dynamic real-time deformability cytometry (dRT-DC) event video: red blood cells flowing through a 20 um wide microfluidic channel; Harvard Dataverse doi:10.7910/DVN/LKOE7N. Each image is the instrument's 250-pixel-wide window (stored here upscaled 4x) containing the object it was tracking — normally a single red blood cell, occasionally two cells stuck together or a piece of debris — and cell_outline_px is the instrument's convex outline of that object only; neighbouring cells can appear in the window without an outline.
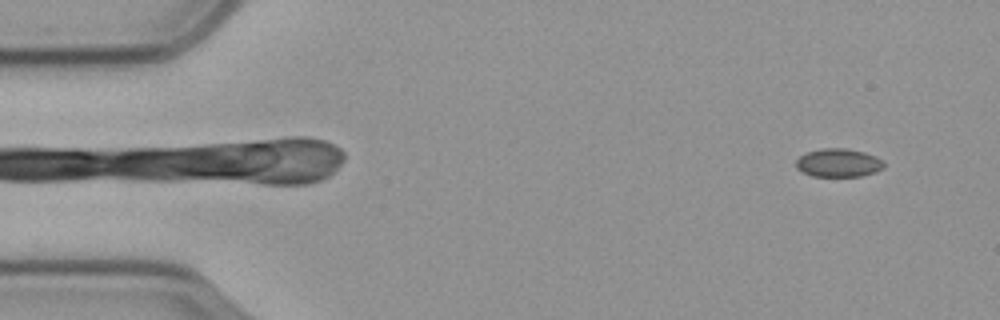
{"species": "common noctule bat (a hibernating species)", "species_latin": "Nyctalus noctula", "temperature_condition": "cold", "stored_images_in_passage": 54, "camera_frame_rate_fps": 3000, "um_per_image_px": 0.085, "animal": {"sex": "male", "body_mass_g": 23.1, "forearm_length_mm": 52.7}, "frame": {"image": 1, "passage_image": 1, "time_ms": 0.0, "image_size_px": [1000, 320], "cell_outline_px": [[884, 168], [876, 172], [860, 176], [812, 176], [796, 168], [796, 160], [800, 156], [808, 152], [824, 148], [844, 148], [864, 152], [876, 156], [884, 164]], "centroid_in_image_um": [71.27, 13.84], "position_along_channel_um": 13.7, "area_um2": 14.39}}
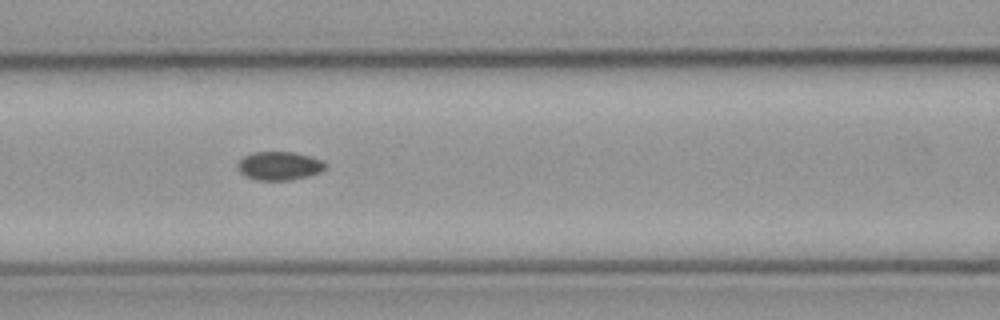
{"frame": {"image": 2, "passage_image": 21, "time_ms": 6.667, "image_size_px": [1000, 320], "cell_outline_px": [[324, 168], [320, 172], [308, 176], [288, 180], [256, 180], [240, 172], [236, 164], [244, 156], [252, 152], [292, 152], [308, 156], [320, 160], [324, 164]], "centroid_in_image_um": [23.69, 14.09], "position_along_channel_um": 142.9, "area_um2": 14.28}}
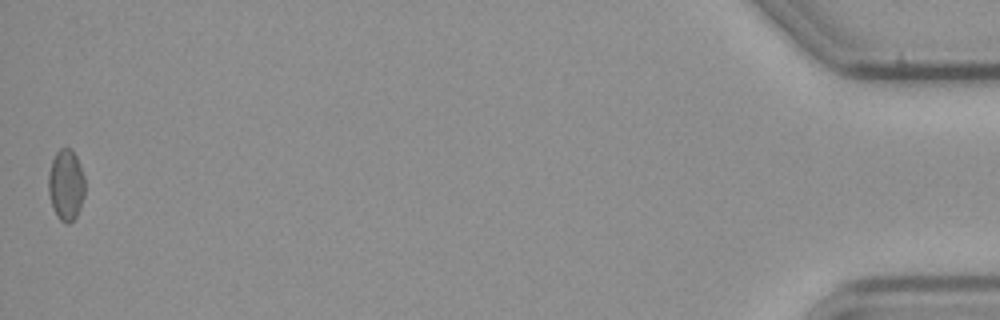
{"frame": {"image": 3, "passage_image": 54, "time_ms": 17.667, "image_size_px": [1000, 320], "cell_outline_px": [[84, 196], [80, 208], [76, 216], [68, 224], [64, 224], [60, 220], [52, 204], [48, 192], [48, 172], [52, 160], [56, 152], [60, 148], [68, 148], [76, 156], [84, 176]], "centroid_in_image_um": [5.6, 15.72], "position_along_channel_um": 429.6, "area_um2": 14.97}, "authors_computed_cell_mechanics": {"area_um2": 14.5656, "velocity_mm_per_s": 3.5531, "shape_relaxation_time_tau1_ms": null, "shape_relaxation_time_tau2_ms": 4.3253, "deformation_change_tau1": null, "deformation_change_tau2": 0.0616}}